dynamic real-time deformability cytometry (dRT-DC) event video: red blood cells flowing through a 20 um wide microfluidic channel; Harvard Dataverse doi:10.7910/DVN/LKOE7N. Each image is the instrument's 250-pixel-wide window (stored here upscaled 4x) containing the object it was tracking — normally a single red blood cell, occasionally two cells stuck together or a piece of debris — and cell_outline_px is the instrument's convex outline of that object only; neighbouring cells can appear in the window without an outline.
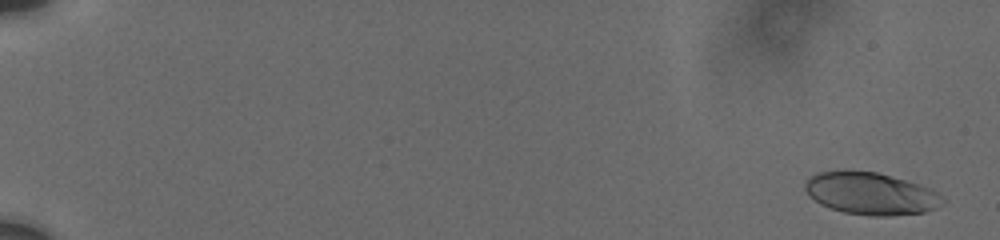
{"species": "human", "species_latin": "Homo sapiens", "temperature_condition": "cold", "stored_images_in_passage": 36, "camera_frame_rate_fps": 3000, "um_per_image_px": 0.085, "donor": {"sex": "male"}, "frame": {"image": 1, "passage_image": 2, "time_ms": 0.667, "image_size_px": [1000, 240], "cell_outline_px": [[944, 204], [936, 208], [924, 212], [892, 216], [872, 216], [844, 212], [820, 204], [808, 196], [804, 188], [804, 180], [808, 176], [820, 172], [844, 168], [848, 168], [876, 172], [920, 184], [936, 192], [944, 200]], "centroid_in_image_um": [73.95, 16.42], "position_along_channel_um": 11.1, "area_um2": 34.45}}
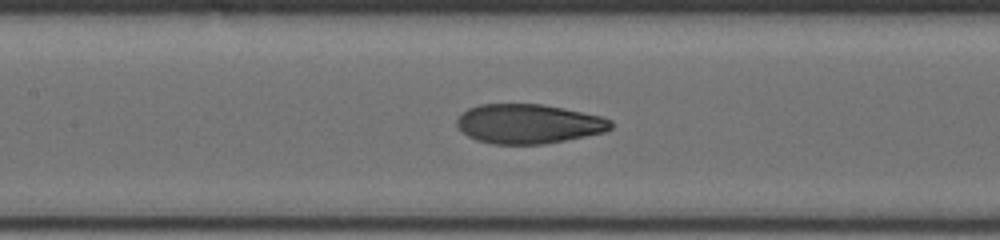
{"frame": {"image": 2, "passage_image": 26, "time_ms": 10.0, "image_size_px": [1000, 240], "cell_outline_px": [[612, 128], [604, 132], [544, 144], [492, 144], [476, 140], [460, 132], [456, 128], [456, 120], [468, 108], [480, 104], [540, 104], [564, 108], [600, 116], [612, 120]], "centroid_in_image_um": [44.88, 10.53], "position_along_channel_um": 162.5, "area_um2": 35.43}}
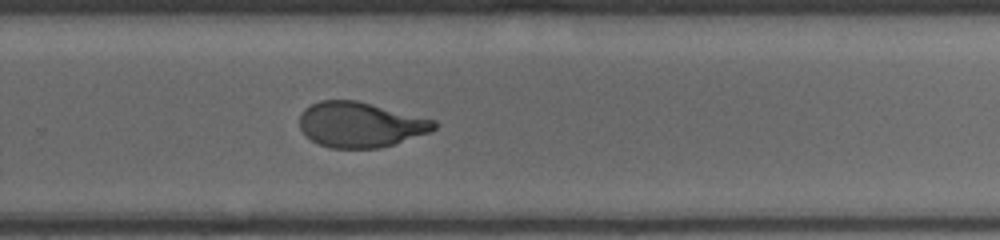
{"frame": {"image": 3, "passage_image": 36, "time_ms": 13.667, "image_size_px": [1000, 240], "cell_outline_px": [[436, 128], [432, 132], [380, 148], [332, 148], [320, 144], [312, 140], [300, 128], [300, 116], [304, 108], [320, 100], [356, 100], [436, 120]], "centroid_in_image_um": [30.65, 10.59], "position_along_channel_um": 299.1, "area_um2": 35.32}}